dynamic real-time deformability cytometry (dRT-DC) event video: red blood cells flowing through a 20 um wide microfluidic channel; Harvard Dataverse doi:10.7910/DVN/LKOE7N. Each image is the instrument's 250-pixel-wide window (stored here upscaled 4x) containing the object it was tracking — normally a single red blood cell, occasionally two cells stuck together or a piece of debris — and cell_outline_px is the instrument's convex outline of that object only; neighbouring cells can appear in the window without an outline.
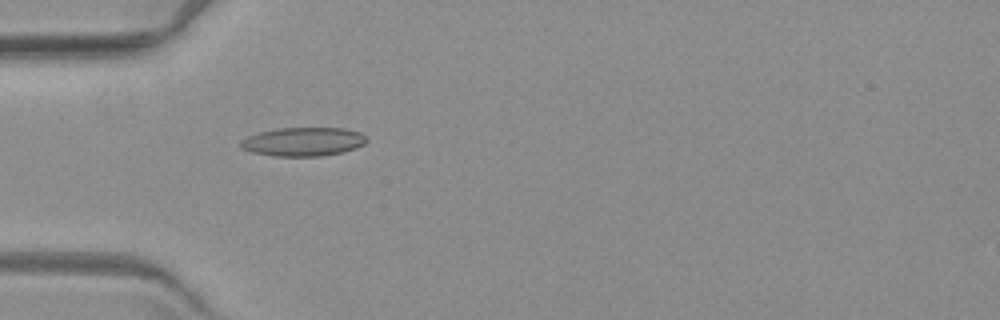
{"species": "common noctule bat (a hibernating species)", "species_latin": "Nyctalus noctula", "temperature_condition": "warm", "stored_images_in_passage": 3, "camera_frame_rate_fps": 3000, "um_per_image_px": 0.085, "animal": {"sex": "female", "body_mass_g": 19.3, "forearm_length_mm": 54.1}, "frame": {"image": 1, "passage_image": 3, "time_ms": 2.333, "image_size_px": [1000, 320], "cell_outline_px": [[368, 140], [364, 144], [356, 148], [340, 152], [320, 156], [272, 156], [252, 152], [240, 148], [240, 140], [248, 136], [260, 132], [276, 128], [344, 128], [360, 132]], "centroid_in_image_um": [25.75, 12.04], "position_along_channel_um": 59.3, "area_um2": 21.1}}